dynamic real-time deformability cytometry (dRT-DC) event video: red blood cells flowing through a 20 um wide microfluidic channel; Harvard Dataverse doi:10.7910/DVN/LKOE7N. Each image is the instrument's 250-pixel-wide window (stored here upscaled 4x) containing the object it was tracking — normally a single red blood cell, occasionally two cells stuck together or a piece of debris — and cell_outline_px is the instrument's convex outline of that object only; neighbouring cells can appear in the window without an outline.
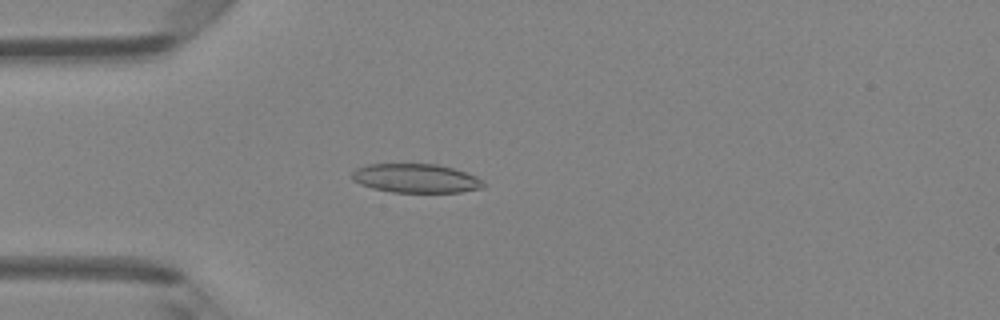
{"species": "Egyptian fruit bat (a non-hibernating species)", "species_latin": "Rousettus aegyptiacus", "temperature_condition": "room temperature", "stored_images_in_passage": 48, "camera_frame_rate_fps": 3000, "um_per_image_px": 0.085, "animal": {"sex": "female"}, "frame": {"image": 1, "passage_image": 13, "time_ms": 4.0, "image_size_px": [1000, 320], "cell_outline_px": [[484, 188], [460, 192], [392, 192], [372, 188], [360, 184], [352, 180], [352, 172], [356, 168], [368, 164], [436, 164], [452, 168], [476, 176], [484, 184]], "centroid_in_image_um": [35.32, 15.16], "position_along_channel_um": 49.7, "area_um2": 22.08}}
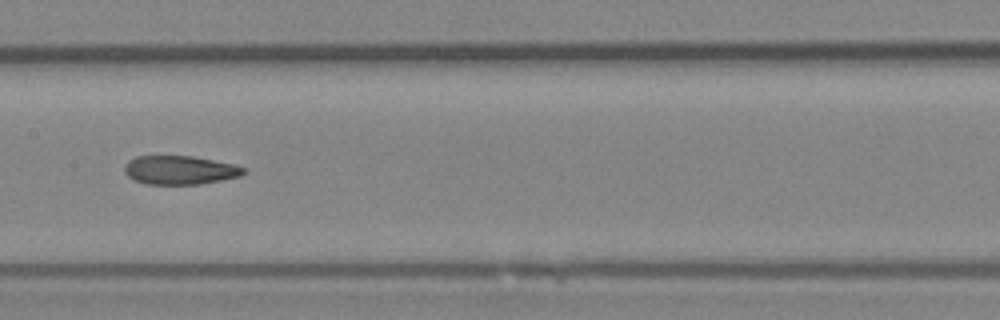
{"frame": {"image": 2, "passage_image": 24, "time_ms": 7.667, "image_size_px": [1000, 320], "cell_outline_px": [[248, 172], [240, 176], [200, 184], [144, 184], [132, 180], [124, 172], [124, 164], [128, 160], [136, 156], [192, 156], [232, 164], [248, 168]], "centroid_in_image_um": [15.27, 14.46], "position_along_channel_um": 192.1, "area_um2": 20.11}}
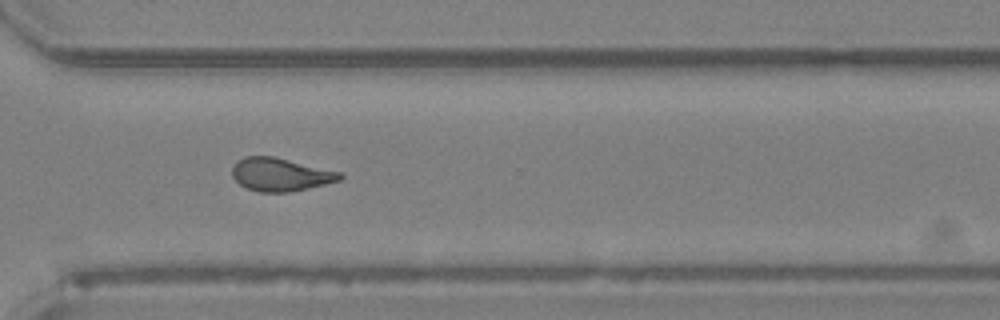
{"frame": {"image": 3, "passage_image": 35, "time_ms": 11.333, "image_size_px": [1000, 320], "cell_outline_px": [[344, 176], [340, 180], [308, 188], [288, 192], [260, 192], [244, 188], [232, 176], [232, 168], [236, 160], [244, 156], [272, 156], [340, 172]], "centroid_in_image_um": [23.79, 14.83], "position_along_channel_um": 346.8, "area_um2": 20.69}, "authors_computed_cell_mechanics": {"area_um2": 21.2704, "velocity_mm_per_s": 4.2196, "shape_relaxation_time_tau1_ms": null, "shape_relaxation_time_tau2_ms": 2.9185, "deformation_change_tau1": null, "deformation_change_tau2": 0.0985}}